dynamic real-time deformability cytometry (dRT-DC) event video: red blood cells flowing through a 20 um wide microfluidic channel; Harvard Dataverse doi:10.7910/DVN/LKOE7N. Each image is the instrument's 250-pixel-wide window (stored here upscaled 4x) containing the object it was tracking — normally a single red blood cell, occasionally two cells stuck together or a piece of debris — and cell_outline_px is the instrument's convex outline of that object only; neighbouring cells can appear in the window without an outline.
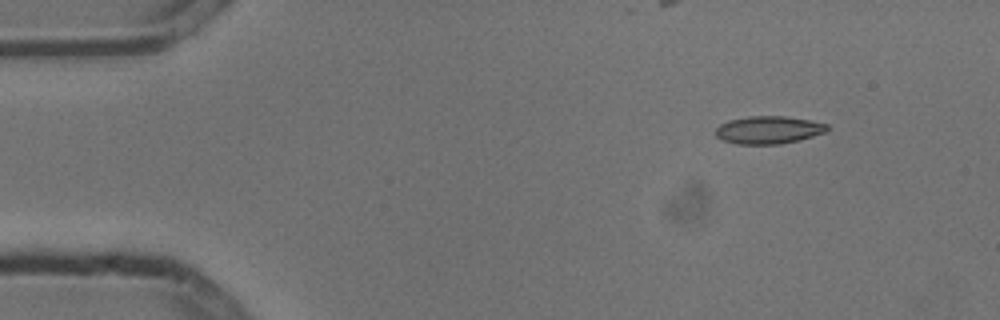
{"species": "common noctule bat (a hibernating species)", "species_latin": "Nyctalus noctula", "temperature_condition": "cold", "stored_images_in_passage": 4, "camera_frame_rate_fps": 3000, "um_per_image_px": 0.085, "animal": {"sex": "male", "body_mass_g": 13.3}, "frame": {"image": 1, "passage_image": 1, "time_ms": 0.0, "image_size_px": [1000, 320], "cell_outline_px": [[828, 132], [800, 140], [780, 144], [736, 144], [724, 140], [716, 136], [716, 128], [720, 124], [728, 120], [748, 116], [784, 116], [808, 120], [828, 124]], "centroid_in_image_um": [65.34, 11.04], "position_along_channel_um": 19.7, "area_um2": 18.09}}
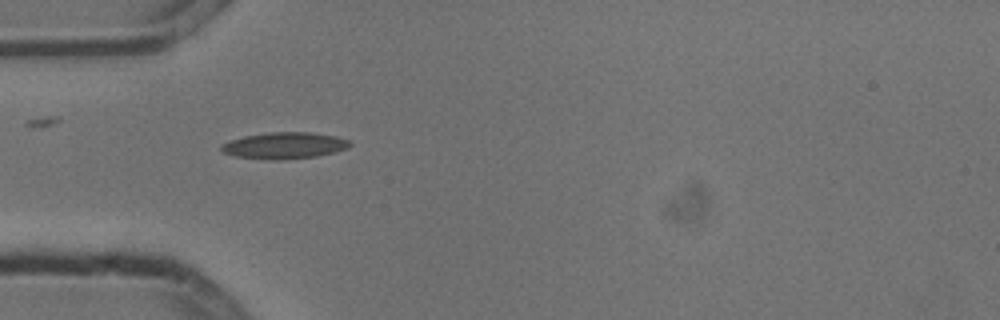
{"frame": {"image": 2, "passage_image": 3, "time_ms": 0.667, "image_size_px": [1000, 320], "cell_outline_px": [[352, 144], [348, 148], [316, 156], [284, 160], [268, 160], [236, 156], [224, 152], [220, 148], [220, 144], [244, 136], [268, 132], [312, 132], [336, 136], [348, 140]], "centroid_in_image_um": [24.17, 12.37], "position_along_channel_um": 60.8, "area_um2": 19.83}}
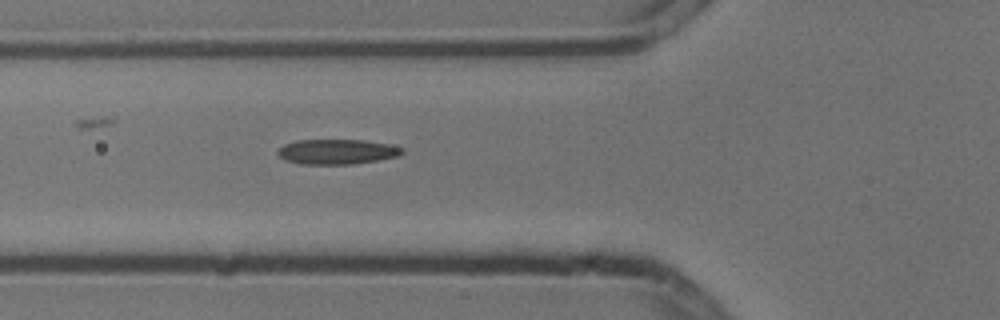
{"frame": {"image": 3, "passage_image": 4, "time_ms": 1.0, "image_size_px": [1000, 320], "cell_outline_px": [[404, 152], [400, 156], [380, 160], [352, 164], [300, 164], [284, 160], [276, 152], [284, 144], [296, 140], [364, 140], [388, 144], [404, 148]], "centroid_in_image_um": [28.66, 12.9], "position_along_channel_um": 97.1, "area_um2": 18.26}}